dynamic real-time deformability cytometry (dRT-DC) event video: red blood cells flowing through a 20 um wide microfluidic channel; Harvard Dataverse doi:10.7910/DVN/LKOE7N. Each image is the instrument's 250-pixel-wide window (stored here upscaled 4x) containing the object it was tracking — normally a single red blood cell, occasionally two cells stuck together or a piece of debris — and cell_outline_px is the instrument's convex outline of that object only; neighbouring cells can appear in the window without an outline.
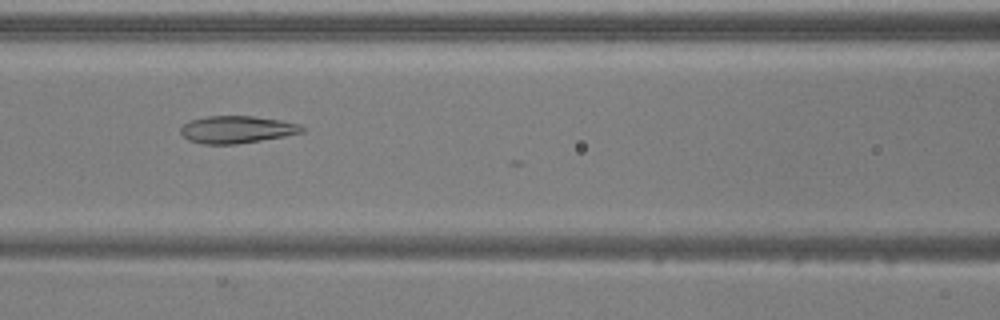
{"species": "common noctule bat (a hibernating species)", "species_latin": "Nyctalus noctula", "temperature_condition": "warm", "stored_images_in_passage": 52, "camera_frame_rate_fps": 3000, "um_per_image_px": 0.085, "animal": {"sex": "male", "body_mass_g": 20.5, "forearm_length_mm": 52.5}, "frame": {"image": 1, "passage_image": 23, "time_ms": 7.333, "image_size_px": [1000, 320], "cell_outline_px": [[304, 132], [284, 136], [236, 144], [204, 144], [188, 140], [180, 132], [180, 128], [184, 124], [192, 120], [208, 116], [252, 116], [280, 120], [300, 124], [304, 128]], "centroid_in_image_um": [20.13, 11.01], "position_along_channel_um": 146.5, "area_um2": 19.13}}
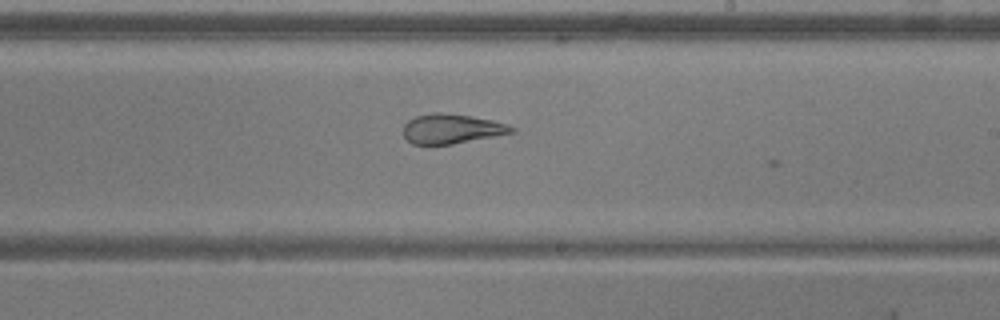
{"frame": {"image": 2, "passage_image": 31, "time_ms": 10.0, "image_size_px": [1000, 320], "cell_outline_px": [[516, 132], [452, 144], [412, 144], [404, 136], [404, 124], [408, 120], [416, 116], [432, 112], [440, 112], [472, 116], [492, 120], [516, 128]], "centroid_in_image_um": [38.38, 10.94], "position_along_channel_um": 250.6, "area_um2": 18.61}}
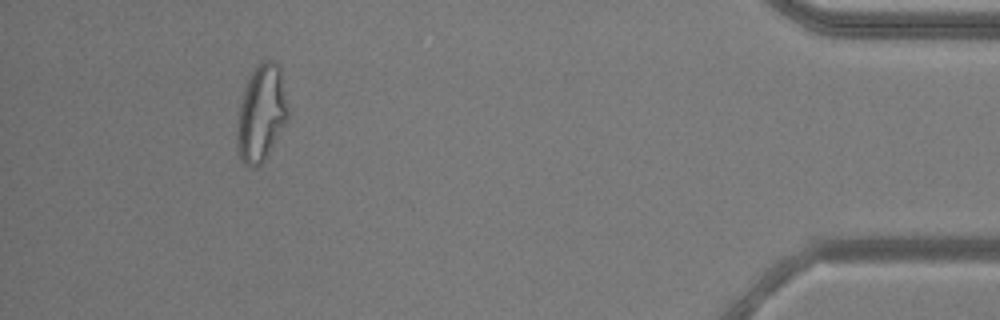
{"frame": {"image": 3, "passage_image": 48, "time_ms": 15.667, "image_size_px": [1000, 320], "cell_outline_px": [[288, 120], [264, 160], [260, 164], [252, 168], [244, 164], [240, 160], [236, 140], [236, 128], [240, 104], [244, 88], [248, 76], [264, 60], [272, 60], [280, 68], [288, 108]], "centroid_in_image_um": [22.19, 9.65], "position_along_channel_um": 413.0, "area_um2": 28.55}, "authors_computed_cell_mechanics": {"area_um2": 24.854, "velocity_mm_per_s": 3.9071, "shape_relaxation_time_tau1_ms": null, "shape_relaxation_time_tau2_ms": 1.5014, "deformation_change_tau1": null, "deformation_change_tau2": 0.076}}